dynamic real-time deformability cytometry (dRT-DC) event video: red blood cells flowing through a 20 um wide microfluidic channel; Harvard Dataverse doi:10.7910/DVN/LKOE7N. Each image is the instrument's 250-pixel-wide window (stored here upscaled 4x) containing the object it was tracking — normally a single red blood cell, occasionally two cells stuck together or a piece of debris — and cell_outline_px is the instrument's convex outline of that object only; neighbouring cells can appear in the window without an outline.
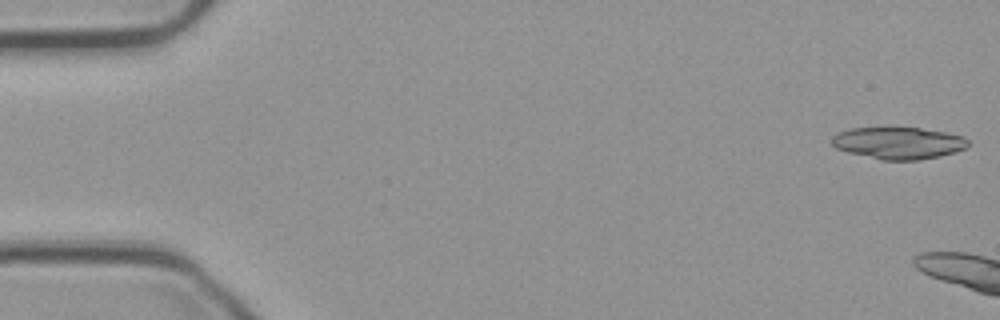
{"species": "common noctule bat (a hibernating species)", "species_latin": "Nyctalus noctula", "temperature_condition": "cold", "stored_images_in_passage": 5, "camera_frame_rate_fps": 3000, "um_per_image_px": 0.085, "animal": {"sex": "male", "body_mass_g": 23.1, "forearm_length_mm": 52.7}, "frame": {"image": 1, "passage_image": 1, "time_ms": 0.0, "image_size_px": [1000, 320], "cell_outline_px": [[968, 144], [964, 148], [956, 152], [940, 156], [920, 160], [880, 160], [848, 152], [836, 148], [832, 144], [832, 136], [836, 132], [852, 128], [920, 128], [944, 132], [964, 136], [968, 140]], "centroid_in_image_um": [76.35, 12.16], "position_along_channel_um": 8.6, "area_um2": 25.37}}